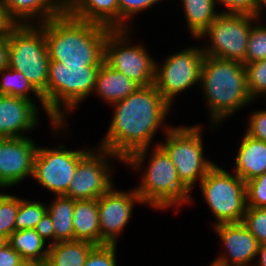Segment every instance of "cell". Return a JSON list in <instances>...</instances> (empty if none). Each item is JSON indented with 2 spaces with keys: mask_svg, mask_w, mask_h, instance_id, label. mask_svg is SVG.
<instances>
[{
  "mask_svg": "<svg viewBox=\"0 0 266 266\" xmlns=\"http://www.w3.org/2000/svg\"><path fill=\"white\" fill-rule=\"evenodd\" d=\"M162 0H118L119 5V29H131L129 21L134 15L152 8ZM152 6V7H151Z\"/></svg>",
  "mask_w": 266,
  "mask_h": 266,
  "instance_id": "33",
  "label": "cell"
},
{
  "mask_svg": "<svg viewBox=\"0 0 266 266\" xmlns=\"http://www.w3.org/2000/svg\"><path fill=\"white\" fill-rule=\"evenodd\" d=\"M20 197L0 192V236L8 237L15 231Z\"/></svg>",
  "mask_w": 266,
  "mask_h": 266,
  "instance_id": "29",
  "label": "cell"
},
{
  "mask_svg": "<svg viewBox=\"0 0 266 266\" xmlns=\"http://www.w3.org/2000/svg\"><path fill=\"white\" fill-rule=\"evenodd\" d=\"M257 20L252 15L220 12L198 38L200 40L206 36L210 37H207L208 42H210L209 47L203 46L204 55L237 61L245 65L249 34Z\"/></svg>",
  "mask_w": 266,
  "mask_h": 266,
  "instance_id": "10",
  "label": "cell"
},
{
  "mask_svg": "<svg viewBox=\"0 0 266 266\" xmlns=\"http://www.w3.org/2000/svg\"><path fill=\"white\" fill-rule=\"evenodd\" d=\"M9 32L0 34V71L9 67Z\"/></svg>",
  "mask_w": 266,
  "mask_h": 266,
  "instance_id": "40",
  "label": "cell"
},
{
  "mask_svg": "<svg viewBox=\"0 0 266 266\" xmlns=\"http://www.w3.org/2000/svg\"><path fill=\"white\" fill-rule=\"evenodd\" d=\"M94 150L91 149L79 161L69 188L63 196L74 200L99 199L113 186V170L109 159L123 161L106 149L97 147V150Z\"/></svg>",
  "mask_w": 266,
  "mask_h": 266,
  "instance_id": "13",
  "label": "cell"
},
{
  "mask_svg": "<svg viewBox=\"0 0 266 266\" xmlns=\"http://www.w3.org/2000/svg\"><path fill=\"white\" fill-rule=\"evenodd\" d=\"M100 66L49 62L47 116L51 121L50 126L53 127V131L58 130L60 133L59 130L67 129L66 115L78 107L87 96L93 94L96 75Z\"/></svg>",
  "mask_w": 266,
  "mask_h": 266,
  "instance_id": "4",
  "label": "cell"
},
{
  "mask_svg": "<svg viewBox=\"0 0 266 266\" xmlns=\"http://www.w3.org/2000/svg\"><path fill=\"white\" fill-rule=\"evenodd\" d=\"M35 230L44 241L48 240V242H50L48 243V245L54 244V225L52 223L51 217L47 212L38 222Z\"/></svg>",
  "mask_w": 266,
  "mask_h": 266,
  "instance_id": "38",
  "label": "cell"
},
{
  "mask_svg": "<svg viewBox=\"0 0 266 266\" xmlns=\"http://www.w3.org/2000/svg\"><path fill=\"white\" fill-rule=\"evenodd\" d=\"M235 159V174L245 183L266 172V142L245 134Z\"/></svg>",
  "mask_w": 266,
  "mask_h": 266,
  "instance_id": "21",
  "label": "cell"
},
{
  "mask_svg": "<svg viewBox=\"0 0 266 266\" xmlns=\"http://www.w3.org/2000/svg\"><path fill=\"white\" fill-rule=\"evenodd\" d=\"M256 264L252 266H266V243L260 244L259 250L257 252Z\"/></svg>",
  "mask_w": 266,
  "mask_h": 266,
  "instance_id": "42",
  "label": "cell"
},
{
  "mask_svg": "<svg viewBox=\"0 0 266 266\" xmlns=\"http://www.w3.org/2000/svg\"><path fill=\"white\" fill-rule=\"evenodd\" d=\"M222 241L226 253L215 258L217 266H252L256 259L260 243L242 223H222L213 226Z\"/></svg>",
  "mask_w": 266,
  "mask_h": 266,
  "instance_id": "16",
  "label": "cell"
},
{
  "mask_svg": "<svg viewBox=\"0 0 266 266\" xmlns=\"http://www.w3.org/2000/svg\"><path fill=\"white\" fill-rule=\"evenodd\" d=\"M0 77H2L0 78V95L22 97L33 101L34 99L30 96L33 92L32 94L37 97L47 115V108L42 95L33 87L23 73L8 67L0 71Z\"/></svg>",
  "mask_w": 266,
  "mask_h": 266,
  "instance_id": "27",
  "label": "cell"
},
{
  "mask_svg": "<svg viewBox=\"0 0 266 266\" xmlns=\"http://www.w3.org/2000/svg\"><path fill=\"white\" fill-rule=\"evenodd\" d=\"M9 67L23 73L42 95L47 108L49 56L44 30L37 24L14 25L9 30Z\"/></svg>",
  "mask_w": 266,
  "mask_h": 266,
  "instance_id": "6",
  "label": "cell"
},
{
  "mask_svg": "<svg viewBox=\"0 0 266 266\" xmlns=\"http://www.w3.org/2000/svg\"><path fill=\"white\" fill-rule=\"evenodd\" d=\"M224 6L222 13L245 14L255 16L256 0H215Z\"/></svg>",
  "mask_w": 266,
  "mask_h": 266,
  "instance_id": "37",
  "label": "cell"
},
{
  "mask_svg": "<svg viewBox=\"0 0 266 266\" xmlns=\"http://www.w3.org/2000/svg\"><path fill=\"white\" fill-rule=\"evenodd\" d=\"M209 266H217V265H215V264L211 263V264H209Z\"/></svg>",
  "mask_w": 266,
  "mask_h": 266,
  "instance_id": "47",
  "label": "cell"
},
{
  "mask_svg": "<svg viewBox=\"0 0 266 266\" xmlns=\"http://www.w3.org/2000/svg\"><path fill=\"white\" fill-rule=\"evenodd\" d=\"M39 26L45 33L50 61L67 65L104 62V45L111 28L76 19L65 12Z\"/></svg>",
  "mask_w": 266,
  "mask_h": 266,
  "instance_id": "2",
  "label": "cell"
},
{
  "mask_svg": "<svg viewBox=\"0 0 266 266\" xmlns=\"http://www.w3.org/2000/svg\"><path fill=\"white\" fill-rule=\"evenodd\" d=\"M266 8V0H256V10H255V17L260 20L263 10Z\"/></svg>",
  "mask_w": 266,
  "mask_h": 266,
  "instance_id": "43",
  "label": "cell"
},
{
  "mask_svg": "<svg viewBox=\"0 0 266 266\" xmlns=\"http://www.w3.org/2000/svg\"><path fill=\"white\" fill-rule=\"evenodd\" d=\"M1 2L7 16L15 25H38L62 12L52 0H1ZM34 17L38 23H34Z\"/></svg>",
  "mask_w": 266,
  "mask_h": 266,
  "instance_id": "19",
  "label": "cell"
},
{
  "mask_svg": "<svg viewBox=\"0 0 266 266\" xmlns=\"http://www.w3.org/2000/svg\"><path fill=\"white\" fill-rule=\"evenodd\" d=\"M117 244L96 245L88 254L84 266H117Z\"/></svg>",
  "mask_w": 266,
  "mask_h": 266,
  "instance_id": "35",
  "label": "cell"
},
{
  "mask_svg": "<svg viewBox=\"0 0 266 266\" xmlns=\"http://www.w3.org/2000/svg\"><path fill=\"white\" fill-rule=\"evenodd\" d=\"M74 240L100 245L97 199L75 200L73 214Z\"/></svg>",
  "mask_w": 266,
  "mask_h": 266,
  "instance_id": "22",
  "label": "cell"
},
{
  "mask_svg": "<svg viewBox=\"0 0 266 266\" xmlns=\"http://www.w3.org/2000/svg\"><path fill=\"white\" fill-rule=\"evenodd\" d=\"M205 55L201 47H187L168 56L159 66L156 63L155 86L172 106L175 96L200 84L201 66Z\"/></svg>",
  "mask_w": 266,
  "mask_h": 266,
  "instance_id": "11",
  "label": "cell"
},
{
  "mask_svg": "<svg viewBox=\"0 0 266 266\" xmlns=\"http://www.w3.org/2000/svg\"><path fill=\"white\" fill-rule=\"evenodd\" d=\"M31 137L0 138V189L32 178L37 145Z\"/></svg>",
  "mask_w": 266,
  "mask_h": 266,
  "instance_id": "15",
  "label": "cell"
},
{
  "mask_svg": "<svg viewBox=\"0 0 266 266\" xmlns=\"http://www.w3.org/2000/svg\"><path fill=\"white\" fill-rule=\"evenodd\" d=\"M64 12L75 0H52Z\"/></svg>",
  "mask_w": 266,
  "mask_h": 266,
  "instance_id": "44",
  "label": "cell"
},
{
  "mask_svg": "<svg viewBox=\"0 0 266 266\" xmlns=\"http://www.w3.org/2000/svg\"><path fill=\"white\" fill-rule=\"evenodd\" d=\"M153 148L144 167L141 182L135 187L144 205H149L155 210L169 209L172 206L180 208L190 203L192 197L190 190L180 181L177 170L170 156L159 145Z\"/></svg>",
  "mask_w": 266,
  "mask_h": 266,
  "instance_id": "5",
  "label": "cell"
},
{
  "mask_svg": "<svg viewBox=\"0 0 266 266\" xmlns=\"http://www.w3.org/2000/svg\"><path fill=\"white\" fill-rule=\"evenodd\" d=\"M89 148L69 150L64 145L37 148L32 178L53 194L63 196L74 177L79 161Z\"/></svg>",
  "mask_w": 266,
  "mask_h": 266,
  "instance_id": "12",
  "label": "cell"
},
{
  "mask_svg": "<svg viewBox=\"0 0 266 266\" xmlns=\"http://www.w3.org/2000/svg\"><path fill=\"white\" fill-rule=\"evenodd\" d=\"M248 92L253 101L266 95V59L245 65Z\"/></svg>",
  "mask_w": 266,
  "mask_h": 266,
  "instance_id": "31",
  "label": "cell"
},
{
  "mask_svg": "<svg viewBox=\"0 0 266 266\" xmlns=\"http://www.w3.org/2000/svg\"><path fill=\"white\" fill-rule=\"evenodd\" d=\"M15 24L9 19L0 0V34L8 33Z\"/></svg>",
  "mask_w": 266,
  "mask_h": 266,
  "instance_id": "41",
  "label": "cell"
},
{
  "mask_svg": "<svg viewBox=\"0 0 266 266\" xmlns=\"http://www.w3.org/2000/svg\"><path fill=\"white\" fill-rule=\"evenodd\" d=\"M96 245L84 240L62 241L49 245L47 262L50 266H84Z\"/></svg>",
  "mask_w": 266,
  "mask_h": 266,
  "instance_id": "24",
  "label": "cell"
},
{
  "mask_svg": "<svg viewBox=\"0 0 266 266\" xmlns=\"http://www.w3.org/2000/svg\"><path fill=\"white\" fill-rule=\"evenodd\" d=\"M130 31L133 29H112L108 33L104 45V62L140 86L152 85L156 77V60L145 46L139 43L133 45L132 39L129 40Z\"/></svg>",
  "mask_w": 266,
  "mask_h": 266,
  "instance_id": "9",
  "label": "cell"
},
{
  "mask_svg": "<svg viewBox=\"0 0 266 266\" xmlns=\"http://www.w3.org/2000/svg\"><path fill=\"white\" fill-rule=\"evenodd\" d=\"M136 203L144 204L135 188L126 192L116 190L114 185L97 199L100 245L118 243L117 237L125 231Z\"/></svg>",
  "mask_w": 266,
  "mask_h": 266,
  "instance_id": "14",
  "label": "cell"
},
{
  "mask_svg": "<svg viewBox=\"0 0 266 266\" xmlns=\"http://www.w3.org/2000/svg\"><path fill=\"white\" fill-rule=\"evenodd\" d=\"M64 12L79 20L119 29L118 0H75Z\"/></svg>",
  "mask_w": 266,
  "mask_h": 266,
  "instance_id": "18",
  "label": "cell"
},
{
  "mask_svg": "<svg viewBox=\"0 0 266 266\" xmlns=\"http://www.w3.org/2000/svg\"><path fill=\"white\" fill-rule=\"evenodd\" d=\"M139 87L134 80L103 62L96 75L93 93L103 98L105 103L112 105L125 99Z\"/></svg>",
  "mask_w": 266,
  "mask_h": 266,
  "instance_id": "20",
  "label": "cell"
},
{
  "mask_svg": "<svg viewBox=\"0 0 266 266\" xmlns=\"http://www.w3.org/2000/svg\"><path fill=\"white\" fill-rule=\"evenodd\" d=\"M246 206L266 208V172L245 183Z\"/></svg>",
  "mask_w": 266,
  "mask_h": 266,
  "instance_id": "34",
  "label": "cell"
},
{
  "mask_svg": "<svg viewBox=\"0 0 266 266\" xmlns=\"http://www.w3.org/2000/svg\"><path fill=\"white\" fill-rule=\"evenodd\" d=\"M111 106L114 109L111 123L99 147L117 155L125 165L138 172L144 167L153 137L172 106L155 84L140 86Z\"/></svg>",
  "mask_w": 266,
  "mask_h": 266,
  "instance_id": "1",
  "label": "cell"
},
{
  "mask_svg": "<svg viewBox=\"0 0 266 266\" xmlns=\"http://www.w3.org/2000/svg\"><path fill=\"white\" fill-rule=\"evenodd\" d=\"M266 59V25L254 23L246 48L245 65Z\"/></svg>",
  "mask_w": 266,
  "mask_h": 266,
  "instance_id": "30",
  "label": "cell"
},
{
  "mask_svg": "<svg viewBox=\"0 0 266 266\" xmlns=\"http://www.w3.org/2000/svg\"><path fill=\"white\" fill-rule=\"evenodd\" d=\"M198 185L215 217L214 226L243 221L247 207L246 185L238 175L233 176L215 164Z\"/></svg>",
  "mask_w": 266,
  "mask_h": 266,
  "instance_id": "8",
  "label": "cell"
},
{
  "mask_svg": "<svg viewBox=\"0 0 266 266\" xmlns=\"http://www.w3.org/2000/svg\"><path fill=\"white\" fill-rule=\"evenodd\" d=\"M242 223L260 244L266 243V208L246 207Z\"/></svg>",
  "mask_w": 266,
  "mask_h": 266,
  "instance_id": "32",
  "label": "cell"
},
{
  "mask_svg": "<svg viewBox=\"0 0 266 266\" xmlns=\"http://www.w3.org/2000/svg\"><path fill=\"white\" fill-rule=\"evenodd\" d=\"M200 83L212 128L253 101L247 88L245 65L241 62L205 55Z\"/></svg>",
  "mask_w": 266,
  "mask_h": 266,
  "instance_id": "3",
  "label": "cell"
},
{
  "mask_svg": "<svg viewBox=\"0 0 266 266\" xmlns=\"http://www.w3.org/2000/svg\"><path fill=\"white\" fill-rule=\"evenodd\" d=\"M163 127L166 140L159 145L170 156L180 181L192 192L215 165L204 156L201 126Z\"/></svg>",
  "mask_w": 266,
  "mask_h": 266,
  "instance_id": "7",
  "label": "cell"
},
{
  "mask_svg": "<svg viewBox=\"0 0 266 266\" xmlns=\"http://www.w3.org/2000/svg\"><path fill=\"white\" fill-rule=\"evenodd\" d=\"M26 262L8 244L0 249V266H25Z\"/></svg>",
  "mask_w": 266,
  "mask_h": 266,
  "instance_id": "39",
  "label": "cell"
},
{
  "mask_svg": "<svg viewBox=\"0 0 266 266\" xmlns=\"http://www.w3.org/2000/svg\"><path fill=\"white\" fill-rule=\"evenodd\" d=\"M8 244L7 238L4 236H0V249H2L4 246Z\"/></svg>",
  "mask_w": 266,
  "mask_h": 266,
  "instance_id": "46",
  "label": "cell"
},
{
  "mask_svg": "<svg viewBox=\"0 0 266 266\" xmlns=\"http://www.w3.org/2000/svg\"><path fill=\"white\" fill-rule=\"evenodd\" d=\"M249 118L245 133L251 138L266 142V110H255Z\"/></svg>",
  "mask_w": 266,
  "mask_h": 266,
  "instance_id": "36",
  "label": "cell"
},
{
  "mask_svg": "<svg viewBox=\"0 0 266 266\" xmlns=\"http://www.w3.org/2000/svg\"><path fill=\"white\" fill-rule=\"evenodd\" d=\"M25 266H50V264L47 261H44V262L26 263Z\"/></svg>",
  "mask_w": 266,
  "mask_h": 266,
  "instance_id": "45",
  "label": "cell"
},
{
  "mask_svg": "<svg viewBox=\"0 0 266 266\" xmlns=\"http://www.w3.org/2000/svg\"><path fill=\"white\" fill-rule=\"evenodd\" d=\"M47 212V204L20 198L19 210L15 221V231L35 229L38 222Z\"/></svg>",
  "mask_w": 266,
  "mask_h": 266,
  "instance_id": "28",
  "label": "cell"
},
{
  "mask_svg": "<svg viewBox=\"0 0 266 266\" xmlns=\"http://www.w3.org/2000/svg\"><path fill=\"white\" fill-rule=\"evenodd\" d=\"M189 32L196 39L210 26L220 13L215 0H181Z\"/></svg>",
  "mask_w": 266,
  "mask_h": 266,
  "instance_id": "26",
  "label": "cell"
},
{
  "mask_svg": "<svg viewBox=\"0 0 266 266\" xmlns=\"http://www.w3.org/2000/svg\"><path fill=\"white\" fill-rule=\"evenodd\" d=\"M35 102L9 95H0V138L25 137L39 123Z\"/></svg>",
  "mask_w": 266,
  "mask_h": 266,
  "instance_id": "17",
  "label": "cell"
},
{
  "mask_svg": "<svg viewBox=\"0 0 266 266\" xmlns=\"http://www.w3.org/2000/svg\"><path fill=\"white\" fill-rule=\"evenodd\" d=\"M53 201L49 205L47 203V213L54 225V244L74 240L73 214L75 200L65 196H55Z\"/></svg>",
  "mask_w": 266,
  "mask_h": 266,
  "instance_id": "25",
  "label": "cell"
},
{
  "mask_svg": "<svg viewBox=\"0 0 266 266\" xmlns=\"http://www.w3.org/2000/svg\"><path fill=\"white\" fill-rule=\"evenodd\" d=\"M8 245L16 251L26 263L47 261L49 245L35 229L14 231L7 239Z\"/></svg>",
  "mask_w": 266,
  "mask_h": 266,
  "instance_id": "23",
  "label": "cell"
}]
</instances>
